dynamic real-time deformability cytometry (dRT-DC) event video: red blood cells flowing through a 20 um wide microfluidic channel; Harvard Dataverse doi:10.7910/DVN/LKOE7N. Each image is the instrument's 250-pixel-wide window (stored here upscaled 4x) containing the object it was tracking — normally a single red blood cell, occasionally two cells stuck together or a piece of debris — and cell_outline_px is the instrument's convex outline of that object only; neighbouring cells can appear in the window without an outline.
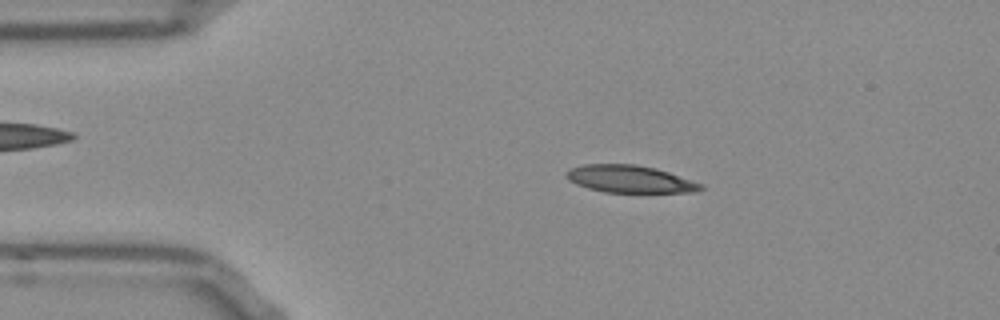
{"species": "Egyptian fruit bat (a non-hibernating species)", "species_latin": "Rousettus aegyptiacus", "temperature_condition": "room temperature", "stored_images_in_passage": 46, "camera_frame_rate_fps": 3000, "um_per_image_px": 0.085, "frame": {"image": 1, "passage_image": 3, "time_ms": 0.667, "image_size_px": [1000, 320], "cell_outline_px": [[704, 188], [696, 192], [604, 192], [588, 188], [576, 184], [568, 180], [564, 172], [568, 168], [584, 164], [636, 164], [656, 168], [704, 184]], "centroid_in_image_um": [53.51, 15.21], "position_along_channel_um": 31.5, "area_um2": 21.56}}
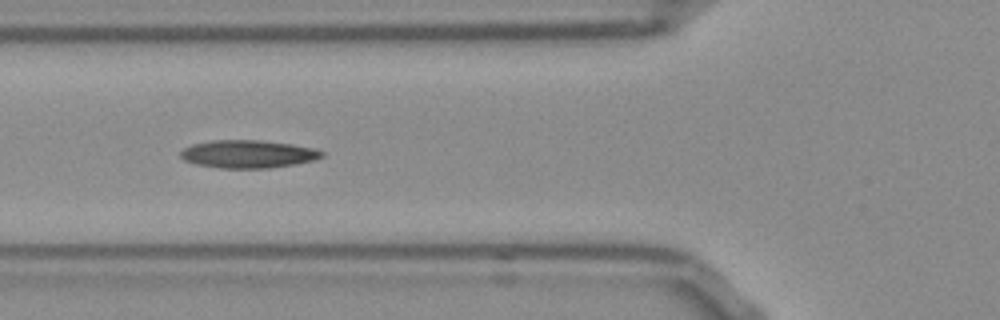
{"frame": {"image": 2, "passage_image": 12, "time_ms": 3.667, "image_size_px": [1000, 320], "cell_outline_px": [[324, 156], [316, 160], [268, 168], [220, 168], [196, 164], [184, 160], [180, 156], [180, 152], [184, 148], [192, 144], [212, 140], [260, 140], [292, 144], [316, 148], [324, 152]], "centroid_in_image_um": [21.1, 13.09], "position_along_channel_um": 104.7, "area_um2": 23.0}}
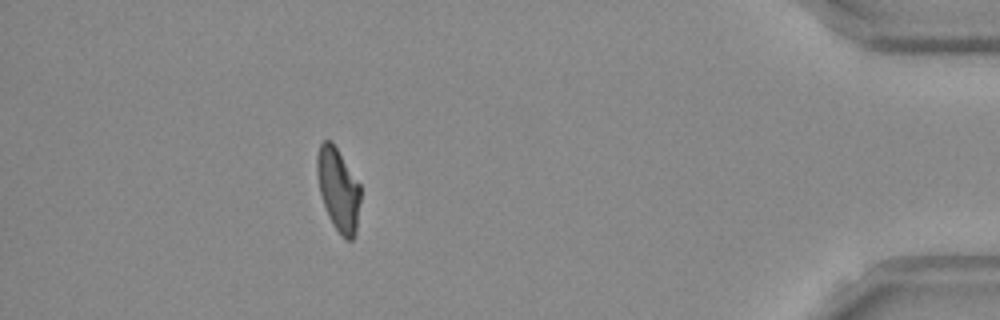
{"frame": {"image": 3, "passage_image": 40, "time_ms": 13.0, "image_size_px": [1000, 320], "cell_outline_px": [[360, 200], [356, 232], [352, 240], [344, 240], [332, 224], [328, 216], [320, 192], [316, 172], [316, 156], [320, 144], [324, 140], [332, 140], [360, 184]], "centroid_in_image_um": [28.75, 16.1], "position_along_channel_um": 406.5, "area_um2": 21.15}, "authors_computed_cell_mechanics": {"area_um2": 21.5594, "velocity_mm_per_s": 3.8267, "shape_relaxation_time_tau1_ms": null, "shape_relaxation_time_tau2_ms": 6.4465, "deformation_change_tau1": null, "deformation_change_tau2": 0.1633}}